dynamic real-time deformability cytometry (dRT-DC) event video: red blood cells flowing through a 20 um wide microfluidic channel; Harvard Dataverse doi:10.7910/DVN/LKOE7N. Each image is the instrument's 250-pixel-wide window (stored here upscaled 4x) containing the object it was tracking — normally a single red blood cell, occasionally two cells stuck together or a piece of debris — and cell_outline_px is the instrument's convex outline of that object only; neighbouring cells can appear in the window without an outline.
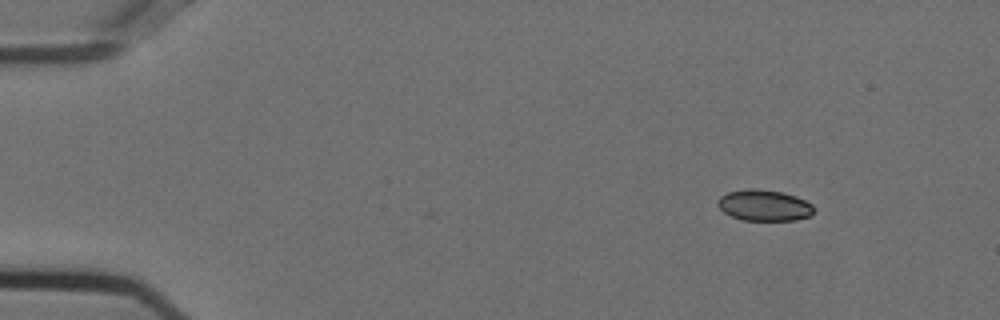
{"species": "Egyptian fruit bat (a non-hibernating species)", "species_latin": "Rousettus aegyptiacus", "temperature_condition": "cold", "stored_images_in_passage": 49, "camera_frame_rate_fps": 3000, "um_per_image_px": 0.085, "animal": {"sex": "female"}, "frame": {"image": 1, "passage_image": 1, "time_ms": 0.0, "image_size_px": [1000, 320], "cell_outline_px": [[812, 216], [796, 220], [744, 220], [732, 216], [724, 212], [716, 204], [716, 200], [720, 196], [728, 192], [748, 188], [756, 188], [784, 192], [796, 196], [812, 204]], "centroid_in_image_um": [64.94, 17.44], "position_along_channel_um": 20.1, "area_um2": 17.51}}
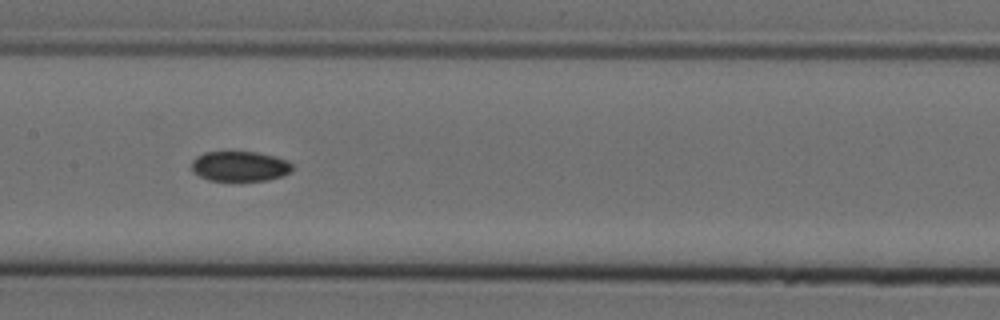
{"frame": {"image": 2, "passage_image": 22, "time_ms": 7.0, "image_size_px": [1000, 320], "cell_outline_px": [[292, 172], [268, 180], [208, 180], [192, 172], [192, 160], [196, 156], [204, 152], [256, 152], [288, 160], [292, 164]], "centroid_in_image_um": [20.37, 14.13], "position_along_channel_um": 187.0, "area_um2": 17.57}}
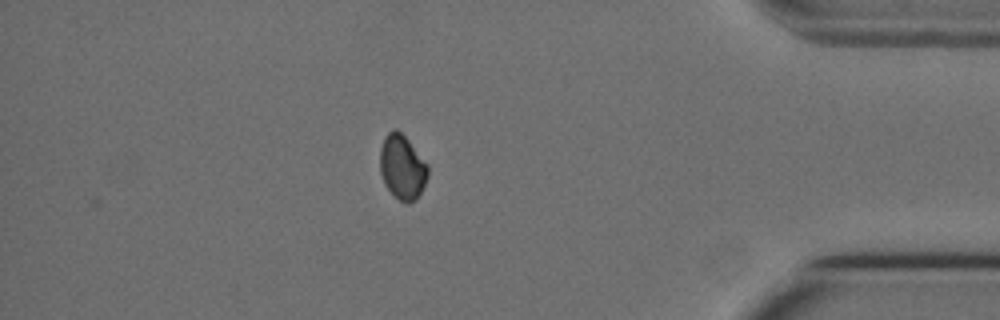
{"frame": {"image": 3, "passage_image": 42, "time_ms": 13.667, "image_size_px": [1000, 320], "cell_outline_px": [[428, 176], [416, 200], [408, 204], [404, 204], [384, 184], [380, 172], [380, 148], [384, 136], [388, 132], [396, 128], [408, 140], [428, 164]], "centroid_in_image_um": [34.18, 14.2], "position_along_channel_um": 401.0, "area_um2": 17.98}}